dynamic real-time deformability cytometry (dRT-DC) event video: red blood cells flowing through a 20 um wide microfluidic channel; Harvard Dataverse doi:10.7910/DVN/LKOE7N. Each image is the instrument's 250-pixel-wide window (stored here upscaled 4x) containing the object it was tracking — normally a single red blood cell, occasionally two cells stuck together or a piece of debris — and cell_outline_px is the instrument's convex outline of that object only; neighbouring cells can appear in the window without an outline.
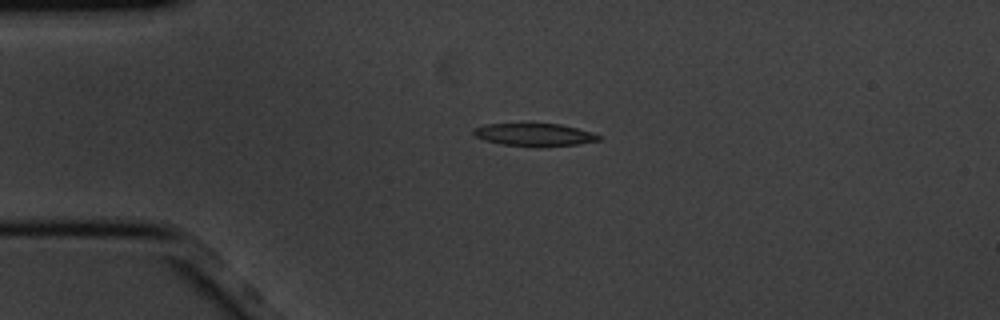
{"species": "common noctule bat (a hibernating species)", "species_latin": "Nyctalus noctula", "temperature_condition": "cold", "stored_images_in_passage": 4, "camera_frame_rate_fps": 3000, "um_per_image_px": 0.085, "animal": {"sex": "male", "body_mass_g": 20.1, "forearm_length_mm": 53.5}, "frame": {"image": 1, "passage_image": 2, "time_ms": 0.333, "image_size_px": [1000, 320], "cell_outline_px": [[600, 140], [580, 144], [540, 148], [536, 148], [500, 144], [484, 140], [476, 136], [472, 132], [472, 128], [488, 124], [560, 124], [576, 128], [600, 136]], "centroid_in_image_um": [45.39, 11.48], "position_along_channel_um": 39.6, "area_um2": 16.7}}
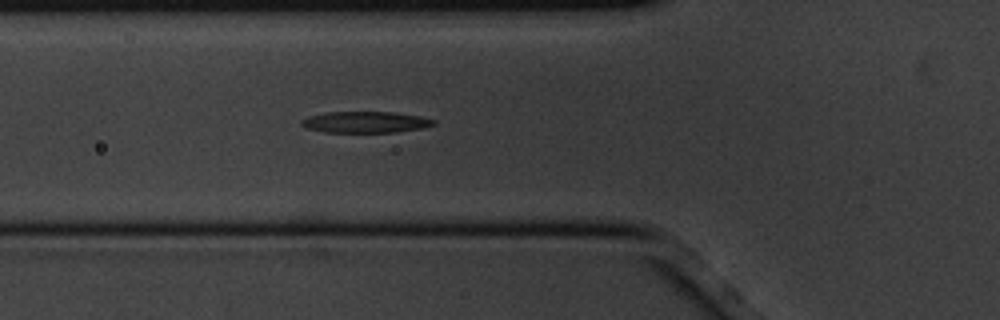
{"frame": {"image": 2, "passage_image": 4, "time_ms": 1.0, "image_size_px": [1000, 320], "cell_outline_px": [[436, 124], [420, 128], [396, 132], [324, 132], [308, 128], [300, 124], [300, 120], [308, 116], [328, 112], [392, 112], [420, 116], [436, 120]], "centroid_in_image_um": [31.05, 10.38], "position_along_channel_um": 94.8, "area_um2": 16.3}}